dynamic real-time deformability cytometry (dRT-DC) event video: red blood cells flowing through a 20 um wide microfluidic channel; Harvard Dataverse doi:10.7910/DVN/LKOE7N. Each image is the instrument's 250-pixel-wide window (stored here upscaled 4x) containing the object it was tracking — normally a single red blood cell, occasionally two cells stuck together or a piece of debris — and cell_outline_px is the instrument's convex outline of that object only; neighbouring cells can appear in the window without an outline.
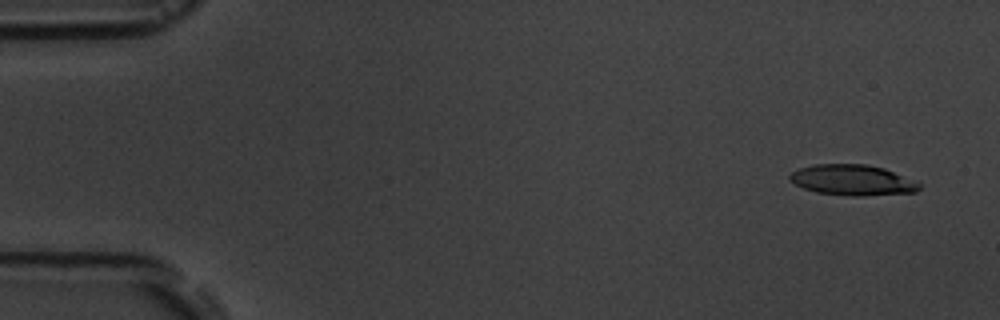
{"species": "common noctule bat (a hibernating species)", "species_latin": "Nyctalus noctula", "temperature_condition": "room temperature", "stored_images_in_passage": 6, "camera_frame_rate_fps": 3000, "um_per_image_px": 0.085, "animal": {"sex": "male", "body_mass_g": 19.5, "forearm_length_mm": 54.6}, "frame": {"image": 1, "passage_image": 1, "time_ms": 0.0, "image_size_px": [1000, 320], "cell_outline_px": [[920, 188], [916, 192], [864, 196], [852, 196], [816, 192], [804, 188], [788, 180], [788, 176], [792, 172], [800, 168], [816, 164], [868, 164], [884, 168], [920, 184]], "centroid_in_image_um": [72.43, 15.31], "position_along_channel_um": 12.6, "area_um2": 22.95}}
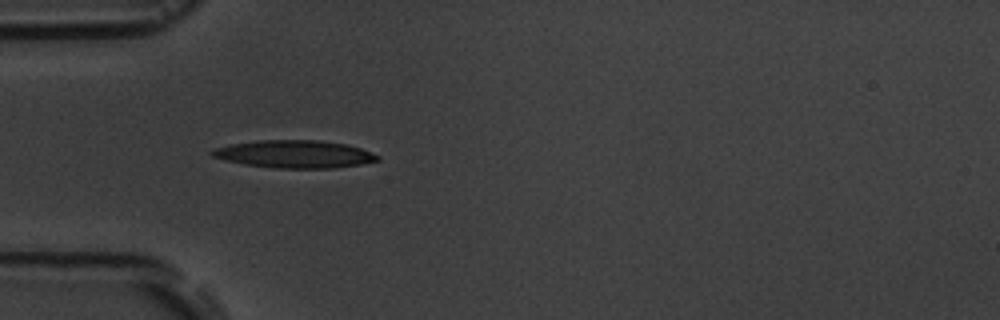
{"frame": {"image": 2, "passage_image": 5, "time_ms": 4.667, "image_size_px": [1000, 320], "cell_outline_px": [[380, 160], [360, 164], [332, 168], [276, 168], [244, 164], [212, 156], [208, 152], [212, 148], [228, 144], [256, 140], [320, 140], [348, 144], [360, 148], [380, 156]], "centroid_in_image_um": [25.01, 13.08], "position_along_channel_um": 60.0, "area_um2": 26.76}}
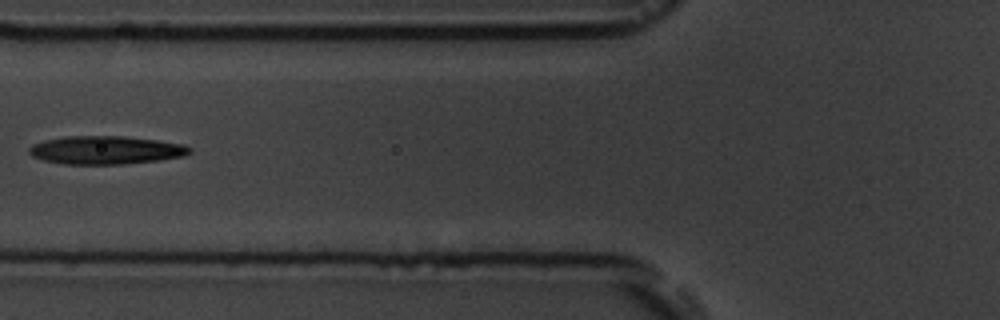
{"frame": {"image": 3, "passage_image": 6, "time_ms": 6.333, "image_size_px": [1000, 320], "cell_outline_px": [[192, 152], [184, 156], [160, 160], [124, 164], [64, 164], [44, 160], [32, 156], [28, 152], [28, 148], [32, 144], [44, 140], [64, 136], [124, 136], [156, 140], [184, 144], [192, 148]], "centroid_in_image_um": [9.0, 12.75], "position_along_channel_um": 116.8, "area_um2": 26.59}}